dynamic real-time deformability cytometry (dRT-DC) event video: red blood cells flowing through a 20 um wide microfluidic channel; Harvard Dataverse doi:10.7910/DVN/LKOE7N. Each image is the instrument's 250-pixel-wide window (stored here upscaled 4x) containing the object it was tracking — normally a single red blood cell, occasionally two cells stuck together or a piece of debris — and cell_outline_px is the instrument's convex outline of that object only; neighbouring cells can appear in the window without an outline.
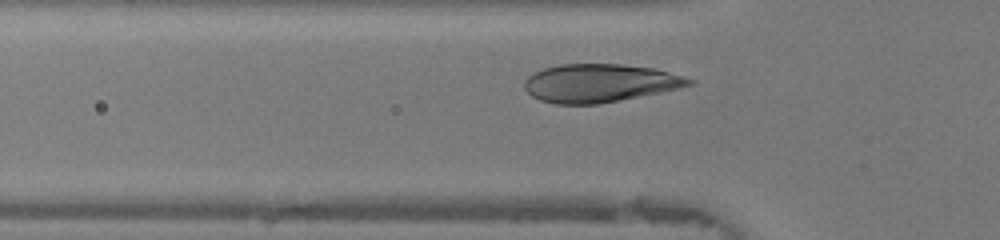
{"species": "human", "species_latin": "Homo sapiens", "temperature_condition": "warm", "stored_images_in_passage": 28, "camera_frame_rate_fps": 3000, "um_per_image_px": 0.085, "donor": {"sex": "female"}, "frame": {"image": 1, "passage_image": 6, "time_ms": 1.667, "image_size_px": [1000, 240], "cell_outline_px": [[696, 84], [600, 104], [556, 104], [540, 100], [532, 96], [524, 88], [524, 80], [528, 76], [544, 68], [560, 64], [620, 64], [652, 68], [668, 72], [696, 80]], "centroid_in_image_um": [50.94, 7.06], "position_along_channel_um": 74.9, "area_um2": 36.36}}
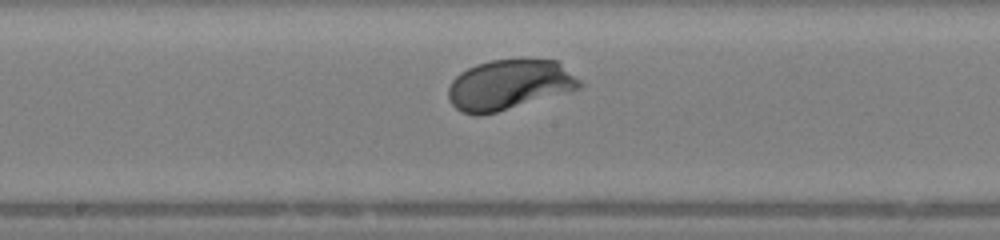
{"frame": {"image": 2, "passage_image": 15, "time_ms": 4.667, "image_size_px": [1000, 240], "cell_outline_px": [[584, 84], [580, 88], [568, 92], [496, 112], [480, 116], [476, 116], [464, 112], [456, 108], [452, 104], [448, 96], [448, 88], [452, 80], [460, 72], [476, 64], [492, 60], [520, 56], [528, 56], [556, 60], [580, 80]], "centroid_in_image_um": [43.29, 7.15], "position_along_channel_um": 204.9, "area_um2": 39.02}}
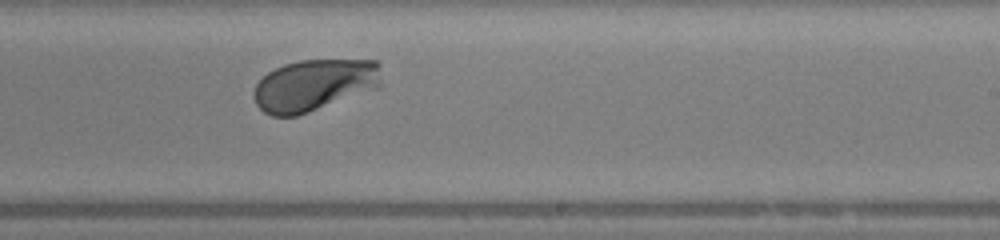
{"frame": {"image": 3, "passage_image": 19, "time_ms": 6.0, "image_size_px": [1000, 240], "cell_outline_px": [[380, 84], [376, 88], [308, 112], [296, 116], [272, 116], [264, 112], [256, 104], [252, 96], [252, 92], [256, 84], [268, 72], [284, 64], [300, 60], [376, 60], [380, 64]], "centroid_in_image_um": [26.67, 7.23], "position_along_channel_um": 262.3, "area_um2": 38.26}, "authors_computed_cell_mechanics": {"area_um2": 37.7434, "velocity_mm_per_s": 4.3299, "shape_relaxation_time_tau1_ms": 1.3217, "shape_relaxation_time_tau2_ms": null, "deformation_change_tau1": 0.1326, "deformation_change_tau2": null}}